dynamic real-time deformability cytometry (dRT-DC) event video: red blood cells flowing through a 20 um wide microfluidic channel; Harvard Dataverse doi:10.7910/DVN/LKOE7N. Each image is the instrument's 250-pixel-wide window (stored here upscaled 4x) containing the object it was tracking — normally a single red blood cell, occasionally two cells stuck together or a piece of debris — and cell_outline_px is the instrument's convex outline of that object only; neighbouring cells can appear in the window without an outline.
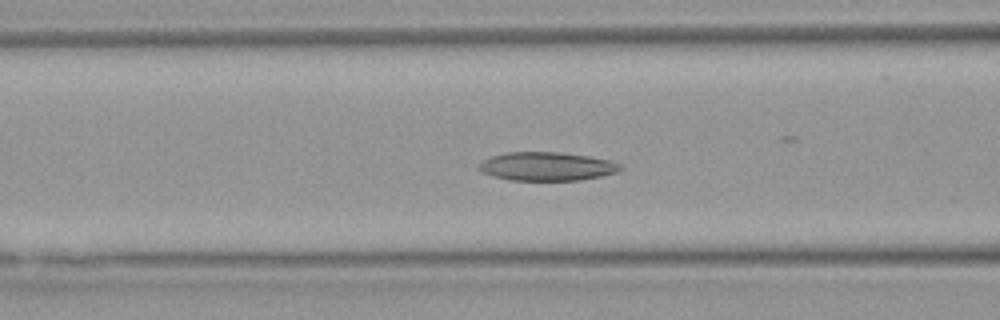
{"species": "Egyptian fruit bat (a non-hibernating species)", "species_latin": "Rousettus aegyptiacus", "temperature_condition": "warm", "stored_images_in_passage": 50, "camera_frame_rate_fps": 3000, "um_per_image_px": 0.085, "animal": {"sex": "female"}, "frame": {"image": 1, "passage_image": 20, "time_ms": 6.333, "image_size_px": [1000, 320], "cell_outline_px": [[624, 168], [616, 172], [600, 176], [580, 180], [508, 180], [492, 176], [476, 168], [484, 160], [492, 156], [508, 152], [560, 152], [588, 156], [608, 160], [620, 164]], "centroid_in_image_um": [46.47, 14.14], "position_along_channel_um": 120.1, "area_um2": 23.41}}
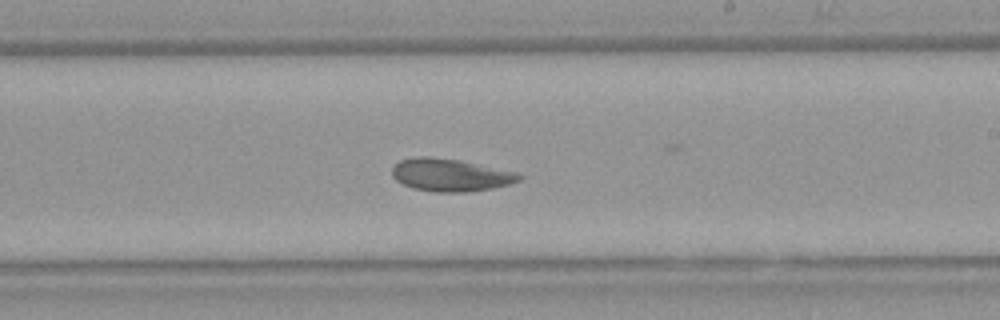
{"frame": {"image": 2, "passage_image": 30, "time_ms": 9.667, "image_size_px": [1000, 320], "cell_outline_px": [[524, 176], [520, 180], [508, 184], [492, 188], [468, 192], [436, 192], [412, 188], [396, 180], [392, 176], [392, 164], [400, 160], [412, 156], [432, 156], [460, 160], [516, 172]], "centroid_in_image_um": [38.24, 14.86], "position_along_channel_um": 250.8, "area_um2": 24.33}}
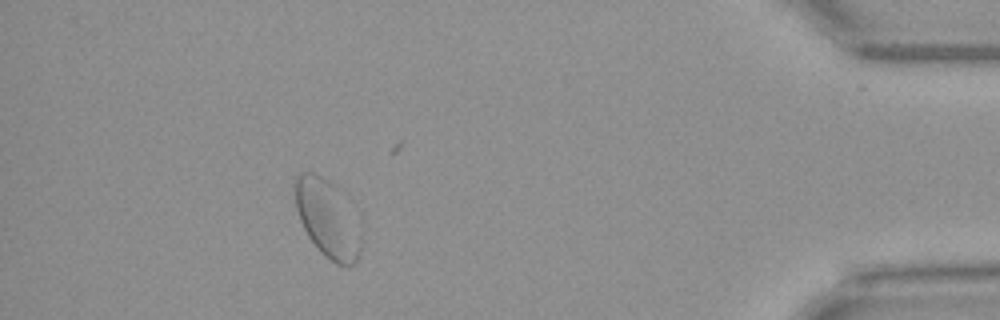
{"frame": {"image": 3, "passage_image": 46, "time_ms": 15.0, "image_size_px": [1000, 320], "cell_outline_px": [[364, 232], [360, 248], [356, 260], [352, 264], [336, 264], [320, 252], [308, 236], [300, 220], [296, 208], [292, 188], [296, 176], [300, 172], [312, 172], [328, 180], [336, 188], [364, 224]], "centroid_in_image_um": [27.87, 18.56], "position_along_channel_um": 407.3, "area_um2": 30.58}, "authors_computed_cell_mechanics": {"area_um2": 24.4783, "velocity_mm_per_s": 3.9486, "shape_relaxation_time_tau1_ms": null, "shape_relaxation_time_tau2_ms": 3.1995, "deformation_change_tau1": null, "deformation_change_tau2": 0.0763}}